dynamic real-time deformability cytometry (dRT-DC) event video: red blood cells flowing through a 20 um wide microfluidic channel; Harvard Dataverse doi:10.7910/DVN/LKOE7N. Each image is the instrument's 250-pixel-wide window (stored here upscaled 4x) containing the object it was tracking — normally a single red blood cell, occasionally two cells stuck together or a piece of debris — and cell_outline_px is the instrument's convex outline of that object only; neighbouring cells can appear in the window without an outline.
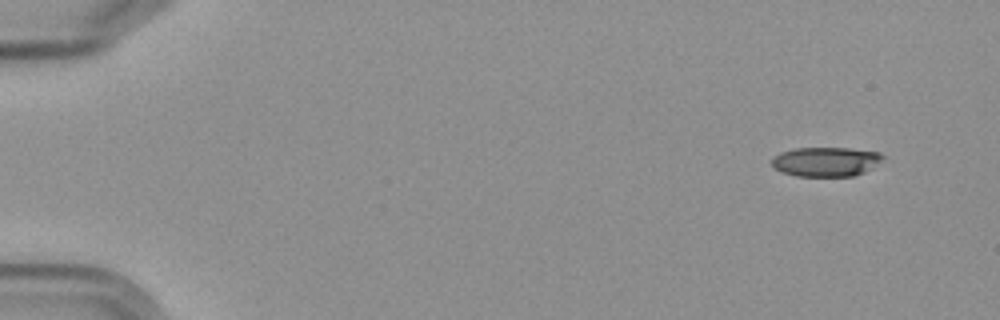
{"species": "Egyptian fruit bat (a non-hibernating species)", "species_latin": "Rousettus aegyptiacus", "temperature_condition": "cold", "stored_images_in_passage": 6, "camera_frame_rate_fps": 3000, "um_per_image_px": 0.085, "frame": {"image": 1, "passage_image": 1, "time_ms": 0.0, "image_size_px": [1000, 320], "cell_outline_px": [[884, 156], [880, 160], [864, 172], [852, 176], [796, 176], [780, 172], [772, 168], [772, 156], [780, 152], [796, 148], [848, 148], [880, 152]], "centroid_in_image_um": [70.12, 13.74], "position_along_channel_um": 14.9, "area_um2": 19.02}}